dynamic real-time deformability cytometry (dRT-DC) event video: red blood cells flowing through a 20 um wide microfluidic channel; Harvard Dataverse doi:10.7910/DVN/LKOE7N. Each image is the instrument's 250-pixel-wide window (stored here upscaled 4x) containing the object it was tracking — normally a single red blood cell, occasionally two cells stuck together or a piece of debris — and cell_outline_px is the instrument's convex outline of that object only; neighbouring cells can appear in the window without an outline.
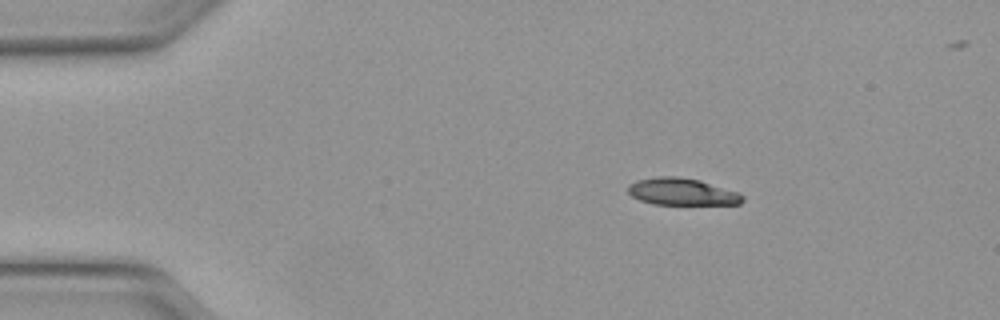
{"species": "Egyptian fruit bat (a non-hibernating species)", "species_latin": "Rousettus aegyptiacus", "temperature_condition": "warm", "stored_images_in_passage": 43, "camera_frame_rate_fps": 3000, "um_per_image_px": 0.085, "animal": {"sex": "female"}, "frame": {"image": 1, "passage_image": 1, "time_ms": 0.0, "image_size_px": [1000, 320], "cell_outline_px": [[744, 200], [740, 204], [652, 204], [640, 200], [632, 196], [628, 192], [628, 184], [636, 180], [656, 176], [676, 176], [700, 180], [736, 192], [744, 196]], "centroid_in_image_um": [57.92, 16.29], "position_along_channel_um": 27.1, "area_um2": 17.98}}
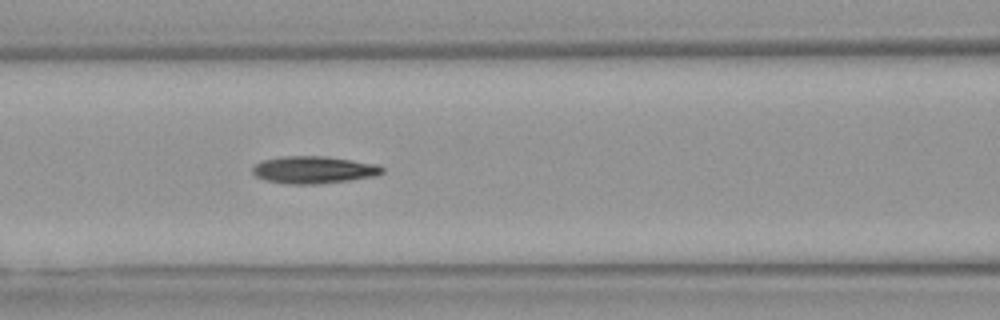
{"frame": {"image": 2, "passage_image": 14, "time_ms": 4.333, "image_size_px": [1000, 320], "cell_outline_px": [[384, 172], [376, 176], [348, 180], [316, 184], [288, 184], [264, 180], [256, 176], [252, 172], [252, 168], [260, 160], [280, 156], [324, 156], [352, 160], [376, 164], [384, 168]], "centroid_in_image_um": [26.63, 14.43], "position_along_channel_um": 140.0, "area_um2": 20.69}}
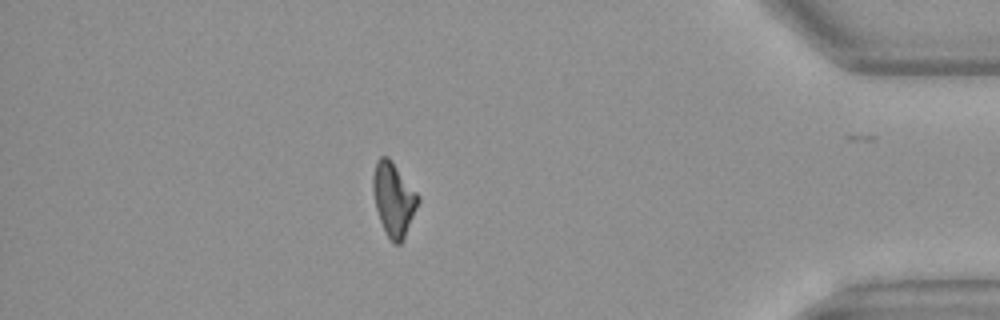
{"frame": {"image": 3, "passage_image": 36, "time_ms": 11.667, "image_size_px": [1000, 320], "cell_outline_px": [[420, 200], [404, 236], [400, 244], [392, 244], [380, 220], [376, 208], [372, 188], [372, 176], [376, 160], [380, 156], [388, 156], [420, 196]], "centroid_in_image_um": [33.44, 16.89], "position_along_channel_um": 401.8, "area_um2": 19.13}, "authors_computed_cell_mechanics": {"area_um2": 19.652, "velocity_mm_per_s": 4.1359, "shape_relaxation_time_tau1_ms": null, "shape_relaxation_time_tau2_ms": 4.8321, "deformation_change_tau1": null, "deformation_change_tau2": 0.143}}